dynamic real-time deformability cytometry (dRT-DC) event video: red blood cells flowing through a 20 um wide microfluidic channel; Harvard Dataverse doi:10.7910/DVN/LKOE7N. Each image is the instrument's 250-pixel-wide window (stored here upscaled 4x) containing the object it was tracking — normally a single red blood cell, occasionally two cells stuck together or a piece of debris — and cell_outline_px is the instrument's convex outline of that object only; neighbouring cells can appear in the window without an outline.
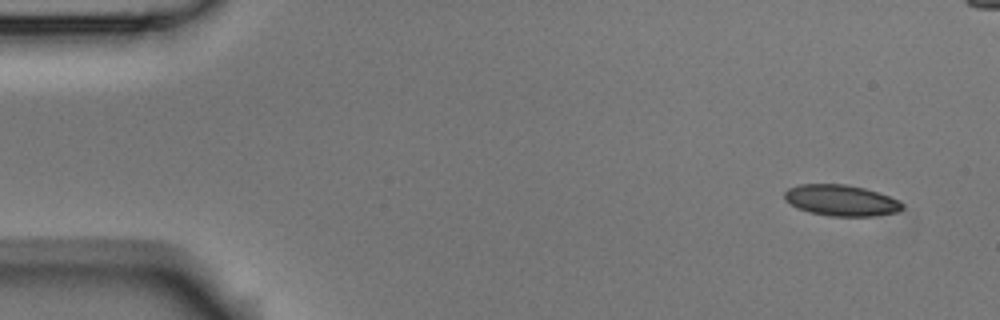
{"species": "Egyptian fruit bat (a non-hibernating species)", "species_latin": "Rousettus aegyptiacus", "temperature_condition": "room temperature", "stored_images_in_passage": 7, "camera_frame_rate_fps": 3000, "um_per_image_px": 0.085, "animal": {"sex": "male"}, "frame": {"image": 1, "passage_image": 1, "time_ms": 0.0, "image_size_px": [1000, 320], "cell_outline_px": [[904, 208], [900, 212], [872, 216], [828, 216], [808, 212], [796, 208], [784, 200], [784, 192], [788, 188], [800, 184], [844, 184], [864, 188], [900, 200], [904, 204]], "centroid_in_image_um": [71.49, 17.04], "position_along_channel_um": 13.5, "area_um2": 21.56}}
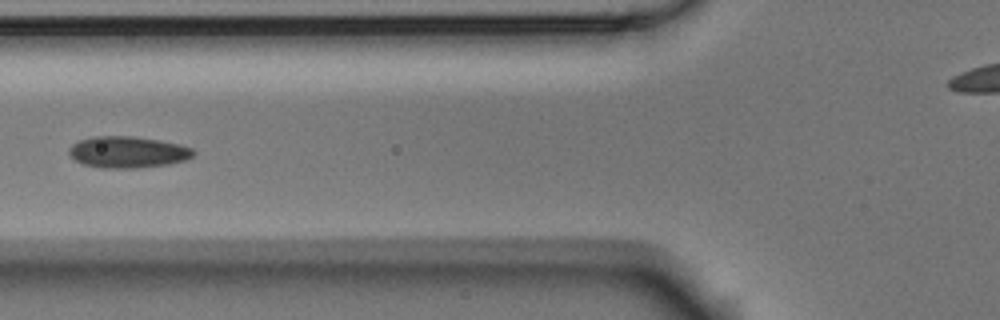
{"frame": {"image": 2, "passage_image": 6, "time_ms": 1.667, "image_size_px": [1000, 320], "cell_outline_px": [[196, 152], [192, 156], [184, 160], [168, 164], [136, 168], [100, 168], [80, 164], [68, 152], [68, 148], [72, 144], [80, 140], [96, 136], [132, 136], [160, 140], [180, 144], [192, 148]], "centroid_in_image_um": [10.84, 12.93], "position_along_channel_um": 115.0, "area_um2": 22.89}}
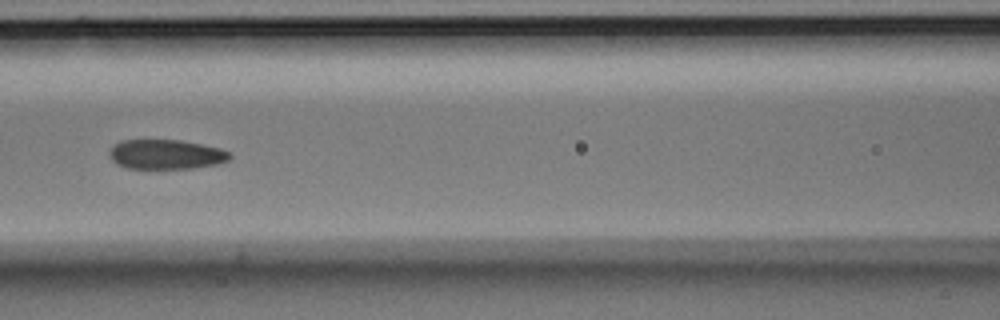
{"frame": {"image": 3, "passage_image": 7, "time_ms": 2.0, "image_size_px": [1000, 320], "cell_outline_px": [[232, 156], [228, 160], [216, 164], [192, 168], [128, 168], [116, 164], [108, 156], [108, 152], [112, 144], [120, 140], [180, 140], [220, 148], [232, 152]], "centroid_in_image_um": [14.07, 13.11], "position_along_channel_um": 152.5, "area_um2": 20.92}}